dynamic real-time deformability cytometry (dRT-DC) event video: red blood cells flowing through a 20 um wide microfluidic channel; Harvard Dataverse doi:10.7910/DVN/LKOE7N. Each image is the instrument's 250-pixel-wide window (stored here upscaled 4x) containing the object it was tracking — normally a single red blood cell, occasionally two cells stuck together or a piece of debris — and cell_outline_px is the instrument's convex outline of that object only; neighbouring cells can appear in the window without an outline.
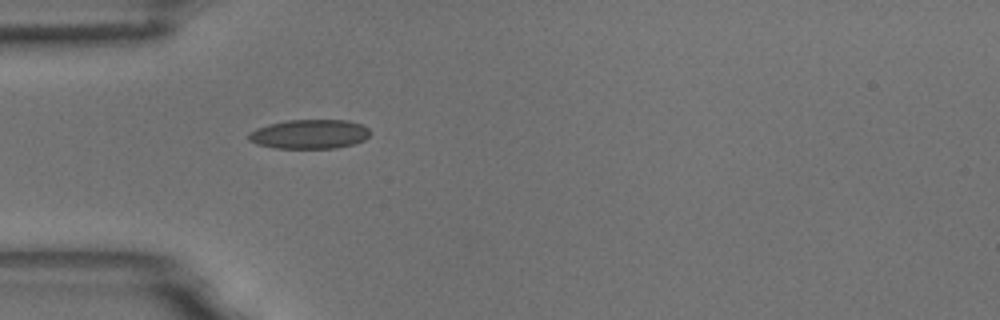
{"species": "common noctule bat (a hibernating species)", "species_latin": "Nyctalus noctula", "temperature_condition": "room temperature", "stored_images_in_passage": 5, "camera_frame_rate_fps": 3000, "um_per_image_px": 0.085, "animal": {"sex": "male", "body_mass_g": 18.8}, "frame": {"image": 1, "passage_image": 5, "time_ms": 1.333, "image_size_px": [1000, 320], "cell_outline_px": [[368, 136], [364, 140], [352, 144], [336, 148], [276, 148], [256, 144], [248, 140], [248, 132], [256, 128], [268, 124], [288, 120], [348, 120], [360, 124], [368, 128]], "centroid_in_image_um": [26.26, 11.4], "position_along_channel_um": 58.7, "area_um2": 20.69}}